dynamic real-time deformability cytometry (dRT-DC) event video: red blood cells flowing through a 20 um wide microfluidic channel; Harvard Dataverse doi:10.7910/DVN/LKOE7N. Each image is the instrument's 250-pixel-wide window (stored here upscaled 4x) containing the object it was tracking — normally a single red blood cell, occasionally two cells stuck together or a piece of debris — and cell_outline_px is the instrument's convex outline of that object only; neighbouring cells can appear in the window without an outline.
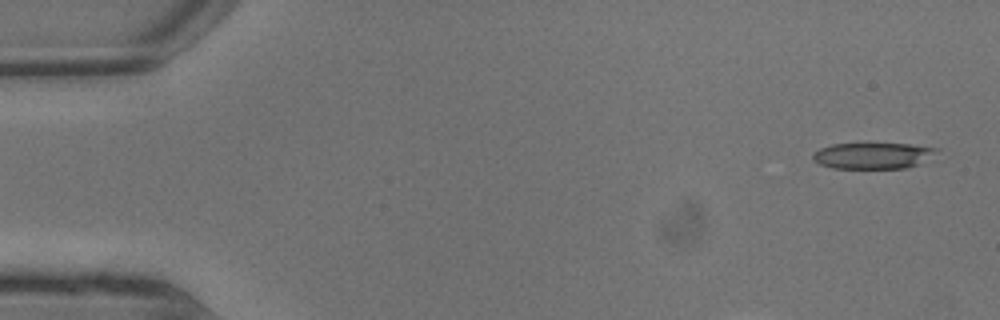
{"species": "common noctule bat (a hibernating species)", "species_latin": "Nyctalus noctula", "temperature_condition": "warm", "stored_images_in_passage": 4, "camera_frame_rate_fps": 3000, "um_per_image_px": 0.085, "animal": {"sex": "male", "body_mass_g": 13.3}, "frame": {"image": 1, "passage_image": 1, "time_ms": 0.0, "image_size_px": [1000, 320], "cell_outline_px": [[940, 148], [932, 160], [908, 168], [832, 168], [820, 164], [812, 160], [812, 156], [820, 148], [832, 144], [912, 144]], "centroid_in_image_um": [74.29, 13.24], "position_along_channel_um": 10.7, "area_um2": 19.13}}